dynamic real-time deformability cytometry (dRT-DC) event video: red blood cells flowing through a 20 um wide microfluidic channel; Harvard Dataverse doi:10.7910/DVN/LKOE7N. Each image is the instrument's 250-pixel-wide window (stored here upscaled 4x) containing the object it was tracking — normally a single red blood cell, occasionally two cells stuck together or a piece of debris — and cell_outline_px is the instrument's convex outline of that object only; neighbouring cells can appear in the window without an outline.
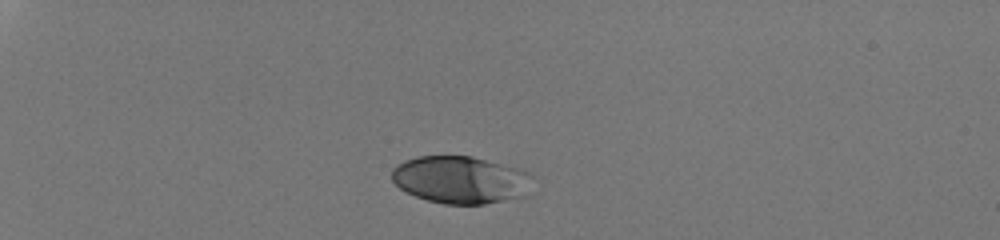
{"species": "human", "species_latin": "Homo sapiens", "temperature_condition": "room temperature", "stored_images_in_passage": 32, "camera_frame_rate_fps": 3000, "um_per_image_px": 0.085, "donor": {"sex": "male"}, "frame": {"image": 1, "passage_image": 1, "time_ms": 0.0, "image_size_px": [1000, 240], "cell_outline_px": [[536, 176], [528, 196], [484, 204], [444, 204], [428, 200], [416, 196], [400, 188], [392, 180], [392, 168], [396, 164], [404, 160], [416, 156], [472, 156], [520, 168]], "centroid_in_image_um": [39.23, 15.28], "position_along_channel_um": 45.8, "area_um2": 39.59}}
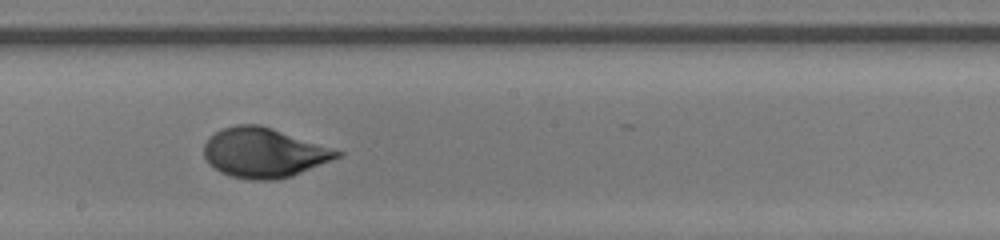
{"frame": {"image": 2, "passage_image": 19, "time_ms": 6.0, "image_size_px": [1000, 240], "cell_outline_px": [[344, 152], [340, 156], [292, 176], [276, 180], [252, 180], [228, 176], [212, 168], [208, 164], [204, 156], [204, 144], [216, 132], [224, 128], [236, 124], [260, 124]], "centroid_in_image_um": [22.39, 12.99], "position_along_channel_um": 225.8, "area_um2": 38.32}}
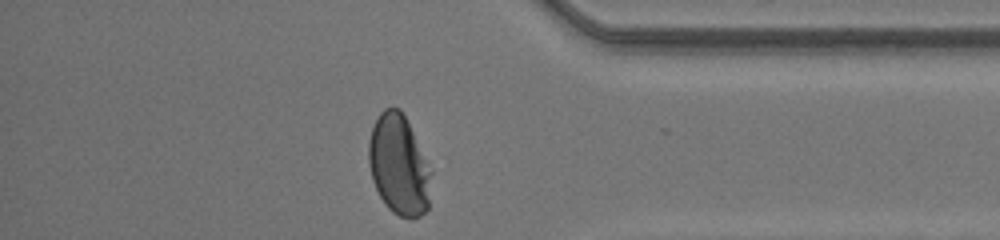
{"frame": {"image": 3, "passage_image": 32, "time_ms": 10.333, "image_size_px": [1000, 240], "cell_outline_px": [[432, 172], [428, 208], [420, 216], [412, 220], [400, 216], [392, 212], [384, 204], [372, 180], [368, 164], [368, 140], [372, 128], [380, 112], [384, 108], [400, 108]], "centroid_in_image_um": [33.88, 14.07], "position_along_channel_um": 401.3, "area_um2": 36.41}, "authors_computed_cell_mechanics": {"area_um2": 38.4659, "velocity_mm_per_s": 4.2261, "shape_relaxation_time_tau1_ms": 3.5609, "shape_relaxation_time_tau2_ms": null, "deformation_change_tau1": 0.2031, "deformation_change_tau2": null}}